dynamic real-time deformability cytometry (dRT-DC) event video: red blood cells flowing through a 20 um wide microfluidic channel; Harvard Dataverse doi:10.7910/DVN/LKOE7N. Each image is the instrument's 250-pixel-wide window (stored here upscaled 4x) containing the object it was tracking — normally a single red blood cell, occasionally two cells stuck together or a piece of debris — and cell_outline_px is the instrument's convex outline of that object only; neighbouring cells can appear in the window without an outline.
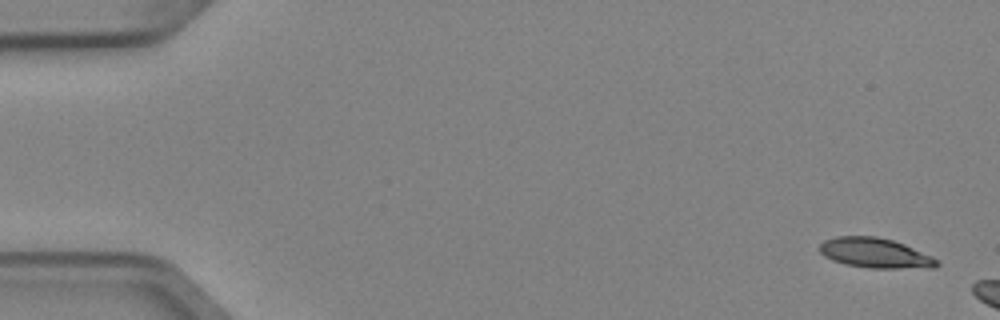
{"species": "Egyptian fruit bat (a non-hibernating species)", "species_latin": "Rousettus aegyptiacus", "temperature_condition": "cold", "stored_images_in_passage": 3, "camera_frame_rate_fps": 3000, "um_per_image_px": 0.085, "animal": {"sex": "female"}, "frame": {"image": 1, "passage_image": 1, "time_ms": 0.0, "image_size_px": [1000, 320], "cell_outline_px": [[940, 264], [936, 268], [868, 268], [844, 264], [832, 260], [824, 256], [820, 252], [820, 244], [824, 240], [836, 236], [876, 236], [892, 240], [904, 244], [932, 256], [940, 260]], "centroid_in_image_um": [74.41, 21.51], "position_along_channel_um": 10.6, "area_um2": 20.63}}